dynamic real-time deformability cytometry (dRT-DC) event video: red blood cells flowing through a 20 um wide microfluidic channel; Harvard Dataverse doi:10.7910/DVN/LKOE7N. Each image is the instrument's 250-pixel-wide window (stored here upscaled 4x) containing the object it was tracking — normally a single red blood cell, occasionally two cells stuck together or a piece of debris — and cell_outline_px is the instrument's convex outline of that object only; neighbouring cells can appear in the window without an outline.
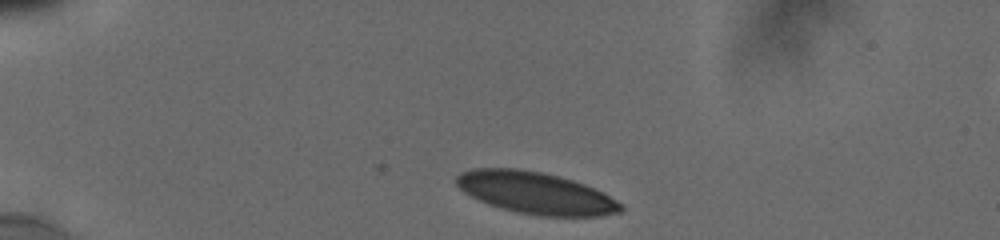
{"species": "human", "species_latin": "Homo sapiens", "temperature_condition": "cold", "stored_images_in_passage": 22, "camera_frame_rate_fps": 3000, "um_per_image_px": 0.085, "donor": {"sex": "male"}, "frame": {"image": 1, "passage_image": 1, "time_ms": 0.0, "image_size_px": [1000, 240], "cell_outline_px": [[624, 208], [620, 212], [600, 216], [540, 216], [516, 212], [488, 204], [464, 192], [456, 184], [456, 176], [460, 172], [472, 168], [520, 168], [560, 176], [584, 184], [604, 192], [624, 204]], "centroid_in_image_um": [45.56, 16.4], "position_along_channel_um": 39.4, "area_um2": 40.29}}
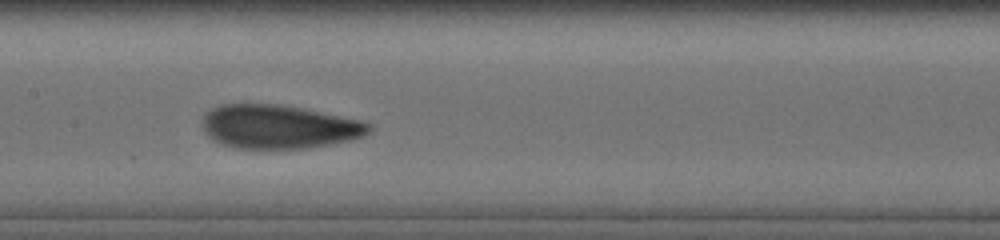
{"frame": {"image": 2, "passage_image": 10, "time_ms": 5.333, "image_size_px": [1000, 240], "cell_outline_px": [[372, 132], [364, 136], [348, 140], [308, 148], [236, 148], [220, 144], [212, 140], [204, 132], [200, 124], [204, 116], [212, 108], [220, 104], [276, 104], [300, 108], [360, 120], [372, 124]], "centroid_in_image_um": [23.66, 10.77], "position_along_channel_um": 183.7, "area_um2": 42.43}}
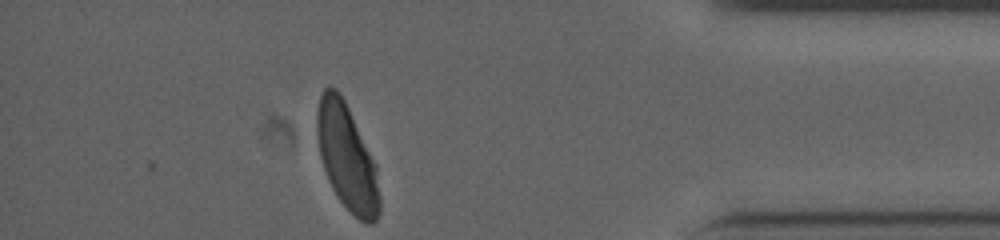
{"frame": {"image": 3, "passage_image": 22, "time_ms": 12.0, "image_size_px": [1000, 240], "cell_outline_px": [[380, 212], [376, 220], [372, 224], [368, 224], [360, 220], [340, 200], [332, 188], [328, 180], [320, 156], [316, 136], [316, 112], [320, 96], [324, 88], [328, 84], [336, 88], [340, 92], [376, 164], [380, 196]], "centroid_in_image_um": [29.48, 13.35], "position_along_channel_um": 405.7, "area_um2": 38.55}, "authors_computed_cell_mechanics": {"area_um2": 42.0206, "velocity_mm_per_s": 3.7914, "shape_relaxation_time_tau1_ms": 4.9816, "shape_relaxation_time_tau2_ms": 0.8203, "deformation_change_tau1": 0.1544, "deformation_change_tau2": 0.0509}}